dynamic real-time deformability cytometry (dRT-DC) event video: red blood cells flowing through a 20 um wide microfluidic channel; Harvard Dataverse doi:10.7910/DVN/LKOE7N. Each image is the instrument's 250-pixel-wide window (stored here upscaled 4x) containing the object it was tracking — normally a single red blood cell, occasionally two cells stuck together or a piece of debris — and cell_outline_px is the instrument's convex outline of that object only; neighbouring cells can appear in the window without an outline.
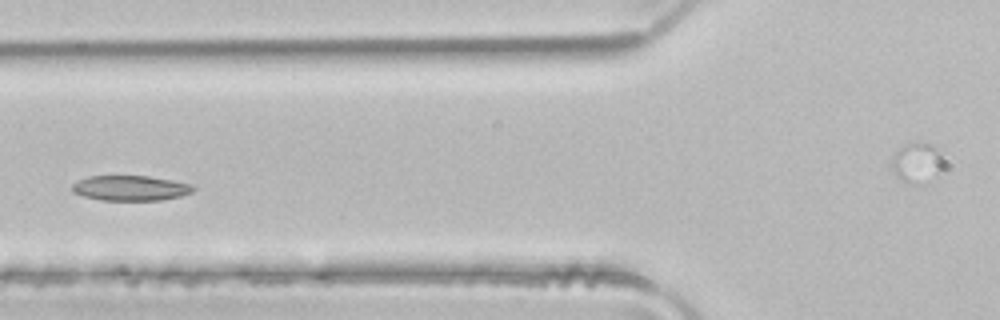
{"species": "common noctule bat (a hibernating species)", "species_latin": "Nyctalus noctula", "temperature_condition": "room temperature", "stored_images_in_passage": 4, "camera_frame_rate_fps": 3000, "um_per_image_px": 0.085, "animal": {"sex": "male", "body_mass_g": 21.5, "forearm_length_mm": 52.0}, "frame": {"image": 1, "passage_image": 4, "time_ms": 1.0, "image_size_px": [1000, 320], "cell_outline_px": [[196, 188], [192, 192], [180, 196], [160, 200], [100, 200], [84, 196], [72, 192], [72, 184], [88, 176], [148, 176], [172, 180], [192, 184]], "centroid_in_image_um": [11.1, 15.98], "position_along_channel_um": 114.7, "area_um2": 17.69}}